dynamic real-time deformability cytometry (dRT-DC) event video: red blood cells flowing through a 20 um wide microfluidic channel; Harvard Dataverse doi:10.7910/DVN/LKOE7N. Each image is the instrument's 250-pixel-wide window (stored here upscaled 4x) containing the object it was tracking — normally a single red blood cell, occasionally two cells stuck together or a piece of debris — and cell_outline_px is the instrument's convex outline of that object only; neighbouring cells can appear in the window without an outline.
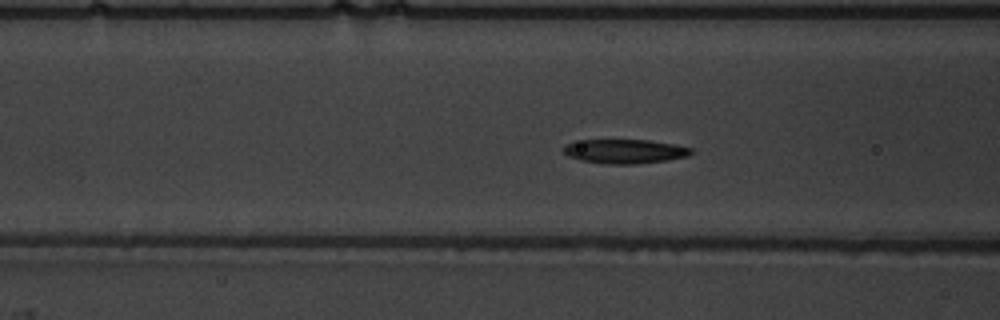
{"species": "common noctule bat (a hibernating species)", "species_latin": "Nyctalus noctula", "temperature_condition": "warm", "stored_images_in_passage": 55, "camera_frame_rate_fps": 3000, "um_per_image_px": 0.085, "animal": {"sex": "male", "body_mass_g": 19.5, "forearm_length_mm": 54.6}, "frame": {"image": 1, "passage_image": 22, "time_ms": 7.0, "image_size_px": [1000, 320], "cell_outline_px": [[696, 152], [688, 156], [668, 160], [636, 164], [604, 164], [580, 160], [568, 156], [564, 152], [564, 144], [584, 140], [648, 140], [676, 144], [692, 148]], "centroid_in_image_um": [53.16, 12.87], "position_along_channel_um": 113.4, "area_um2": 18.15}}
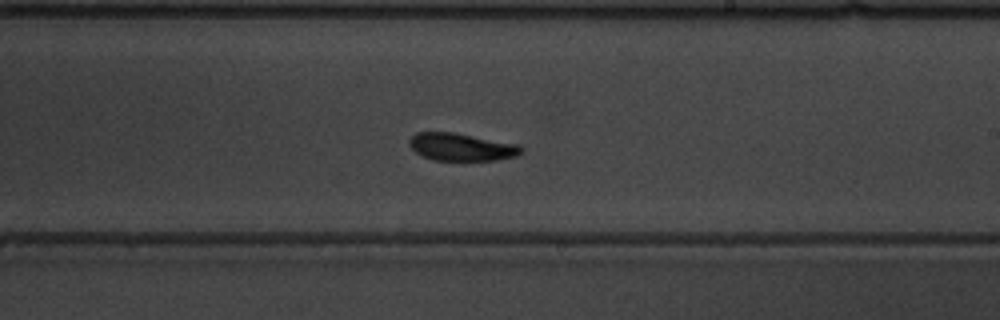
{"frame": {"image": 2, "passage_image": 33, "time_ms": 10.667, "image_size_px": [1000, 320], "cell_outline_px": [[524, 152], [516, 156], [496, 160], [432, 160], [420, 156], [408, 144], [408, 140], [416, 132], [452, 132], [520, 144], [524, 148]], "centroid_in_image_um": [39.24, 12.49], "position_along_channel_um": 249.8, "area_um2": 18.21}}
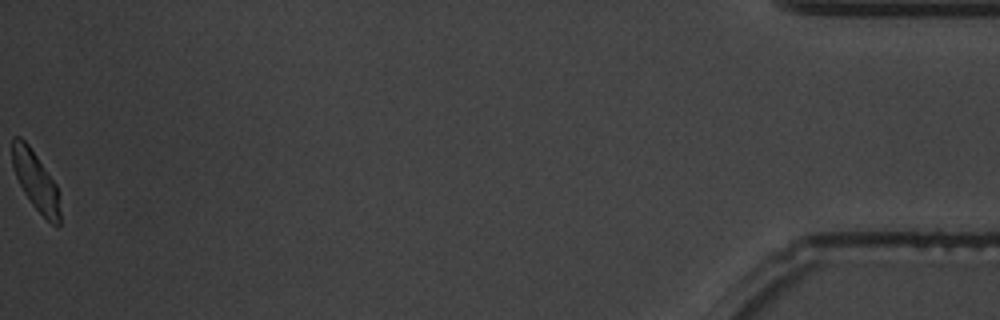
{"frame": {"image": 3, "passage_image": 55, "time_ms": 18.0, "image_size_px": [1000, 320], "cell_outline_px": [[60, 224], [52, 224], [32, 204], [24, 192], [16, 176], [12, 164], [12, 136], [20, 136], [28, 144], [56, 184], [60, 212]], "centroid_in_image_um": [3.01, 15.34], "position_along_channel_um": 432.2, "area_um2": 16.01}, "authors_computed_cell_mechanics": {"area_um2": 17.8602, "velocity_mm_per_s": 3.722, "shape_relaxation_time_tau1_ms": 2.4864, "shape_relaxation_time_tau2_ms": 3.2824, "deformation_change_tau1": 0.1138, "deformation_change_tau2": 0.0868}}